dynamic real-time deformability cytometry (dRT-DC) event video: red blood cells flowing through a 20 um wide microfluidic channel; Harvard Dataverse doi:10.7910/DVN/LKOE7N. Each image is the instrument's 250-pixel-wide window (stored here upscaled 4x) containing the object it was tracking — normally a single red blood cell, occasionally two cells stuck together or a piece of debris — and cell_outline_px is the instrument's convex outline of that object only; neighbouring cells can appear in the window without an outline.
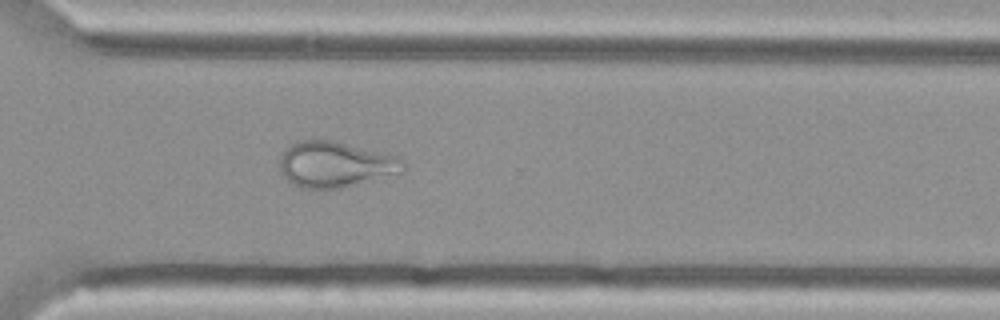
{"species": "Egyptian fruit bat (a non-hibernating species)", "species_latin": "Rousettus aegyptiacus", "temperature_condition": "cold", "stored_images_in_passage": 55, "camera_frame_rate_fps": 3000, "um_per_image_px": 0.085, "animal": {"sex": "female"}, "frame": {"image": 1, "passage_image": 40, "time_ms": 13.0, "image_size_px": [1000, 320], "cell_outline_px": [[404, 172], [340, 188], [304, 188], [292, 184], [284, 176], [280, 168], [280, 156], [292, 144], [300, 140], [332, 140], [400, 156], [404, 160]], "centroid_in_image_um": [28.54, 13.97], "position_along_channel_um": 342.1, "area_um2": 32.77}}
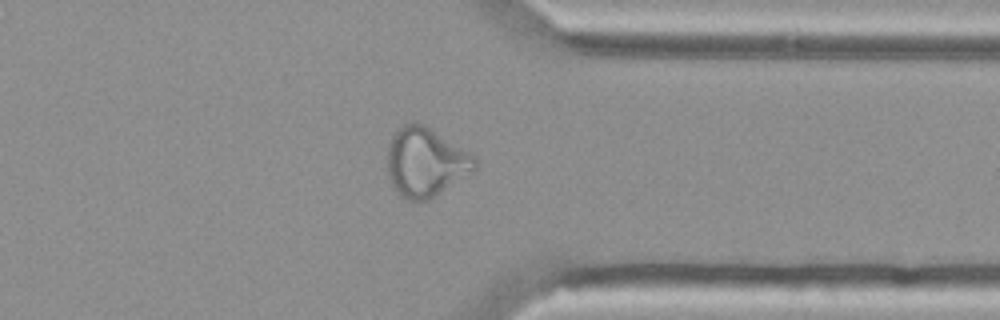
{"frame": {"image": 2, "passage_image": 43, "time_ms": 14.0, "image_size_px": [1000, 320], "cell_outline_px": [[480, 164], [476, 172], [428, 200], [404, 200], [400, 196], [392, 184], [388, 176], [388, 148], [392, 136], [404, 124], [412, 120], [416, 120], [424, 124], [476, 156]], "centroid_in_image_um": [36.24, 13.79], "position_along_channel_um": 375.2, "area_um2": 35.78}}
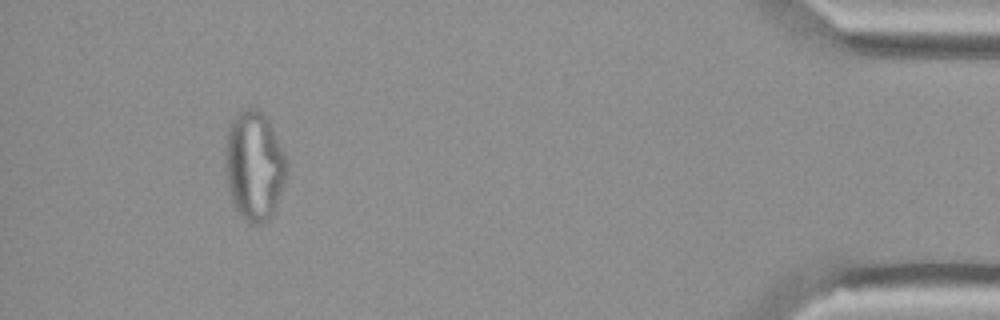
{"frame": {"image": 3, "passage_image": 51, "time_ms": 16.667, "image_size_px": [1000, 320], "cell_outline_px": [[284, 184], [276, 208], [272, 216], [268, 220], [260, 224], [252, 224], [244, 220], [240, 216], [232, 200], [224, 168], [224, 144], [228, 124], [240, 112], [248, 108], [256, 108], [264, 112], [272, 128], [284, 156]], "centroid_in_image_um": [21.56, 14.1], "position_along_channel_um": 413.6, "area_um2": 39.02}}